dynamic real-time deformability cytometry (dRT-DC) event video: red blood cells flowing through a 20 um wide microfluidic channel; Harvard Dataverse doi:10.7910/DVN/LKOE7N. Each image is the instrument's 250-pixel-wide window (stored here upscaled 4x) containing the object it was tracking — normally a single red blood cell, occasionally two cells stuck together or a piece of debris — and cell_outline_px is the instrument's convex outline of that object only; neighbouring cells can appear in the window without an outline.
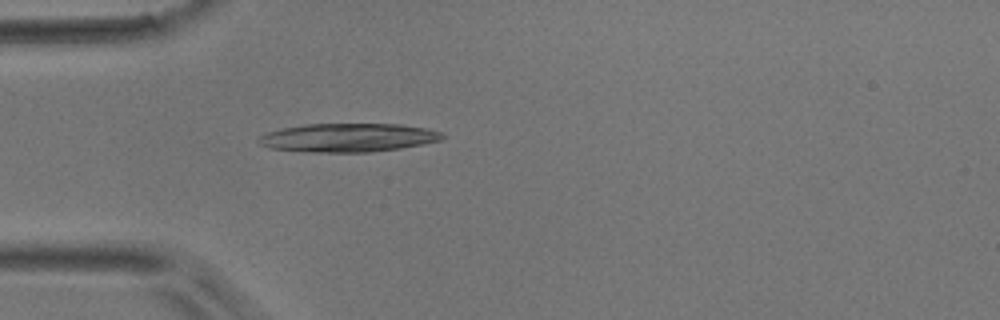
{"species": "common noctule bat (a hibernating species)", "species_latin": "Nyctalus noctula", "temperature_condition": "room temperature", "stored_images_in_passage": 27, "camera_frame_rate_fps": 3000, "um_per_image_px": 0.085, "animal": {"sex": "male", "body_mass_g": 17.9}, "frame": {"image": 1, "passage_image": 14, "time_ms": 4.333, "image_size_px": [1000, 320], "cell_outline_px": [[448, 136], [440, 140], [400, 148], [372, 152], [312, 152], [268, 148], [260, 144], [256, 140], [260, 136], [268, 132], [280, 128], [304, 124], [400, 124], [428, 128], [440, 132]], "centroid_in_image_um": [29.58, 11.69], "position_along_channel_um": 55.4, "area_um2": 30.69}}
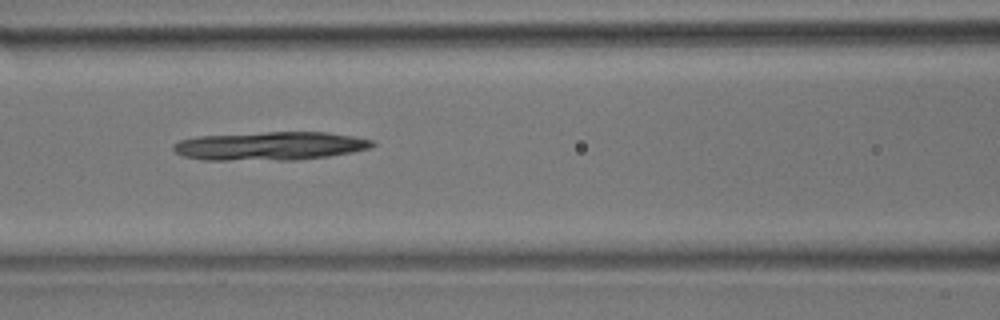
{"frame": {"image": 2, "passage_image": 21, "time_ms": 6.667, "image_size_px": [1000, 320], "cell_outline_px": [[376, 144], [368, 148], [352, 152], [328, 156], [296, 160], [204, 160], [184, 156], [176, 152], [172, 148], [172, 144], [180, 140], [196, 136], [264, 132], [328, 132], [352, 136], [372, 140]], "centroid_in_image_um": [22.92, 12.41], "position_along_channel_um": 143.7, "area_um2": 33.12}}
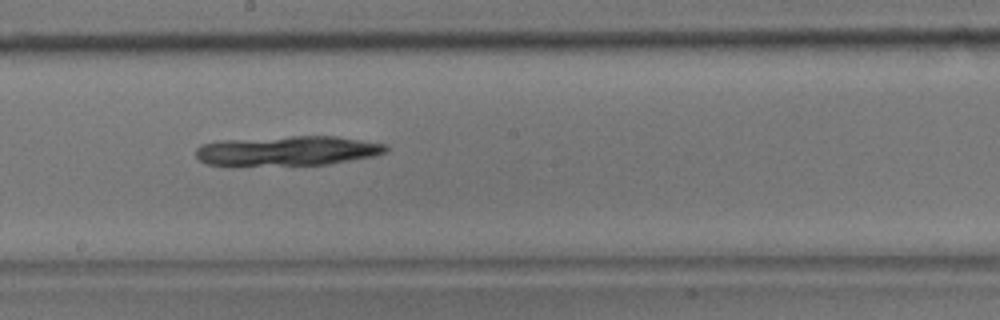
{"frame": {"image": 3, "passage_image": 27, "time_ms": 8.667, "image_size_px": [1000, 320], "cell_outline_px": [[388, 152], [376, 156], [328, 164], [232, 168], [228, 168], [204, 164], [196, 156], [196, 148], [200, 144], [220, 140], [292, 136], [336, 136], [388, 144]], "centroid_in_image_um": [24.35, 12.86], "position_along_channel_um": 223.9, "area_um2": 34.51}}